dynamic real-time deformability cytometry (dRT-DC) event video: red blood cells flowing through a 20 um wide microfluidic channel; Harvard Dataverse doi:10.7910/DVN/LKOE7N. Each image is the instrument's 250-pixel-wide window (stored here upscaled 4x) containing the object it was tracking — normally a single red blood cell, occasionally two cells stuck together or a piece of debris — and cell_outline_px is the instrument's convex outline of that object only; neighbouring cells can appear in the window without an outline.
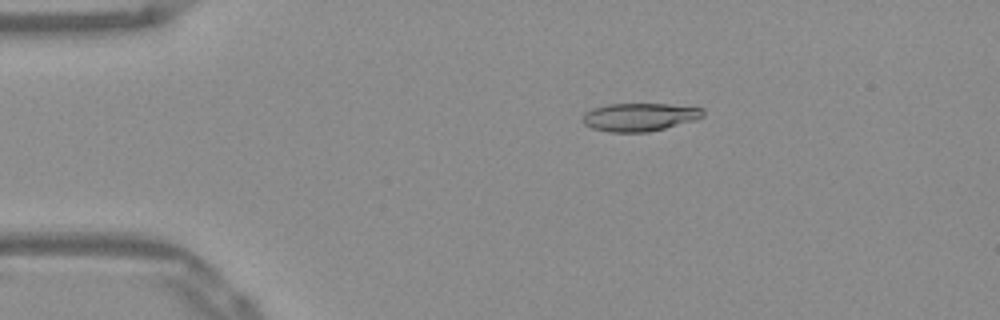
{"species": "Egyptian fruit bat (a non-hibernating species)", "species_latin": "Rousettus aegyptiacus", "temperature_condition": "warm", "stored_images_in_passage": 52, "camera_frame_rate_fps": 3000, "um_per_image_px": 0.085, "frame": {"image": 1, "passage_image": 10, "time_ms": 3.0, "image_size_px": [1000, 320], "cell_outline_px": [[704, 116], [696, 120], [648, 132], [608, 132], [592, 128], [584, 124], [580, 116], [584, 112], [592, 108], [608, 104], [668, 104], [704, 108]], "centroid_in_image_um": [54.33, 9.94], "position_along_channel_um": 30.7, "area_um2": 19.88}}
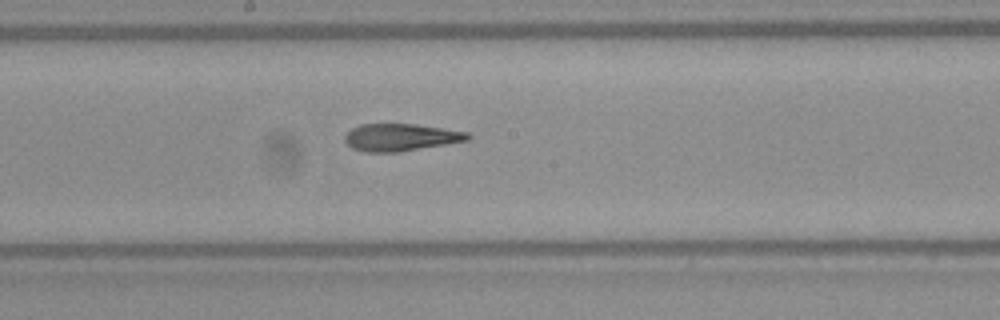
{"frame": {"image": 2, "passage_image": 28, "time_ms": 9.0, "image_size_px": [1000, 320], "cell_outline_px": [[472, 136], [468, 140], [400, 152], [364, 152], [352, 148], [344, 140], [344, 136], [352, 128], [360, 124], [416, 124], [468, 132]], "centroid_in_image_um": [34.04, 11.67], "position_along_channel_um": 214.2, "area_um2": 19.54}}
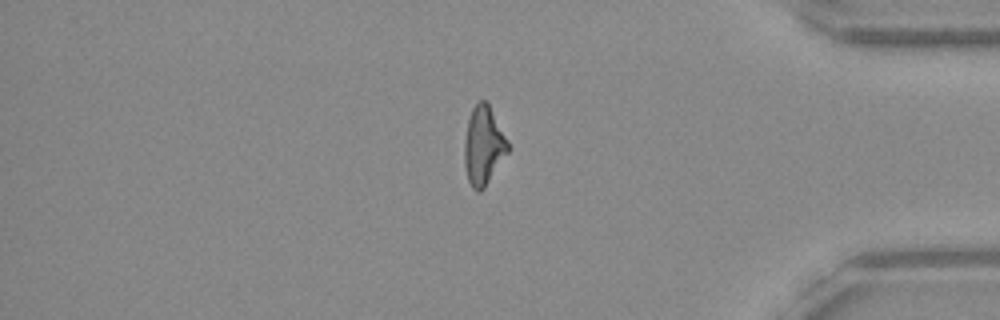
{"frame": {"image": 3, "passage_image": 44, "time_ms": 14.333, "image_size_px": [1000, 320], "cell_outline_px": [[508, 152], [484, 188], [480, 192], [476, 192], [472, 188], [468, 180], [464, 164], [464, 140], [468, 120], [472, 108], [480, 100], [484, 100], [488, 104], [508, 140]], "centroid_in_image_um": [41.08, 12.4], "position_along_channel_um": 394.1, "area_um2": 19.77}, "authors_computed_cell_mechanics": {"area_um2": 20.0566, "velocity_mm_per_s": 3.893, "shape_relaxation_time_tau1_ms": 8.9091, "shape_relaxation_time_tau2_ms": 2.4155, "deformation_change_tau1": 0.2559, "deformation_change_tau2": 0.1259}}